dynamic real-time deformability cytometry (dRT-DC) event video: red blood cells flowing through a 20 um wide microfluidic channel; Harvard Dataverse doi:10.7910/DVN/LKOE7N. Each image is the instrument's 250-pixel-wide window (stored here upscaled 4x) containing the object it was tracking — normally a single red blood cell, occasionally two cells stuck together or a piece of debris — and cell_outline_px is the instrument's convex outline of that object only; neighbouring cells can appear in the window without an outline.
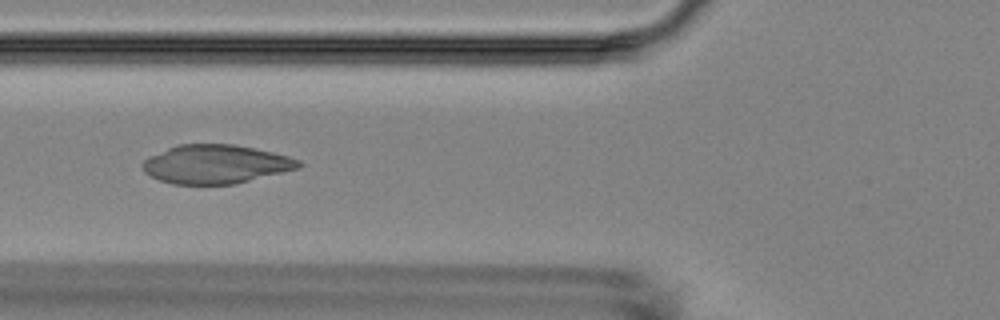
{"species": "Egyptian fruit bat (a non-hibernating species)", "species_latin": "Rousettus aegyptiacus", "temperature_condition": "room temperature", "stored_images_in_passage": 7, "camera_frame_rate_fps": 3000, "um_per_image_px": 0.085, "animal": {"sex": "female"}, "frame": {"image": 1, "passage_image": 3, "time_ms": 3.0, "image_size_px": [1000, 320], "cell_outline_px": [[304, 164], [300, 168], [236, 184], [172, 184], [160, 180], [144, 172], [144, 160], [148, 156], [176, 144], [232, 144], [272, 152], [288, 156], [300, 160]], "centroid_in_image_um": [18.36, 13.95], "position_along_channel_um": 107.4, "area_um2": 35.26}}
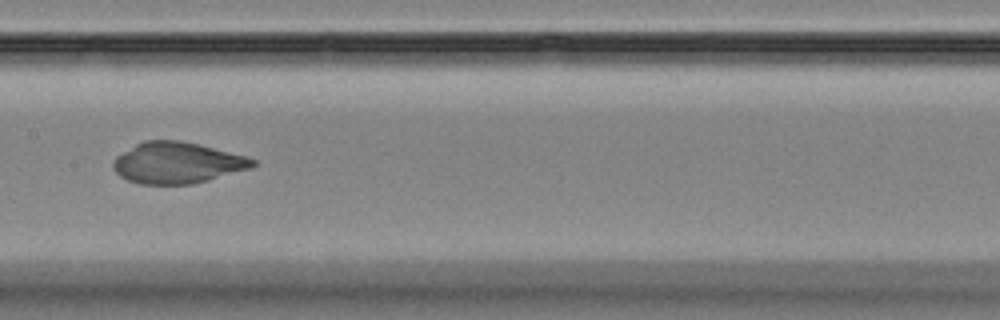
{"frame": {"image": 2, "passage_image": 5, "time_ms": 5.333, "image_size_px": [1000, 320], "cell_outline_px": [[260, 164], [252, 168], [208, 180], [192, 184], [140, 184], [128, 180], [120, 176], [112, 168], [112, 164], [116, 156], [136, 144], [144, 140], [180, 140], [248, 156], [256, 160]], "centroid_in_image_um": [15.09, 13.84], "position_along_channel_um": 192.3, "area_um2": 33.64}}
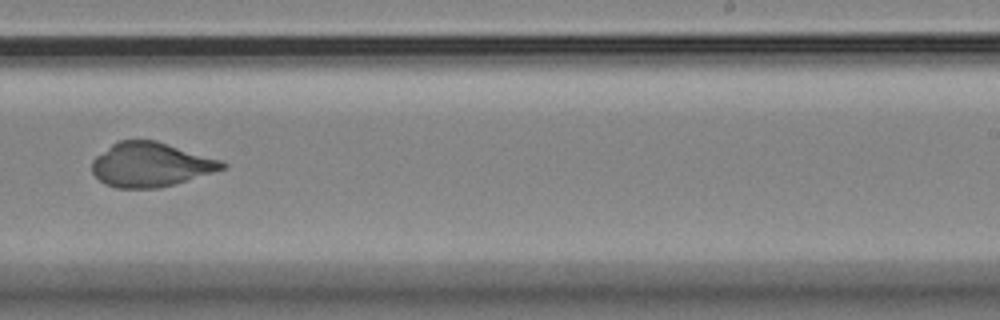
{"frame": {"image": 3, "passage_image": 7, "time_ms": 7.667, "image_size_px": [1000, 320], "cell_outline_px": [[228, 164], [224, 168], [176, 184], [160, 188], [116, 188], [104, 184], [92, 172], [92, 160], [96, 156], [112, 144], [120, 140], [156, 140], [220, 160]], "centroid_in_image_um": [12.78, 14.0], "position_along_channel_um": 276.2, "area_um2": 33.41}}